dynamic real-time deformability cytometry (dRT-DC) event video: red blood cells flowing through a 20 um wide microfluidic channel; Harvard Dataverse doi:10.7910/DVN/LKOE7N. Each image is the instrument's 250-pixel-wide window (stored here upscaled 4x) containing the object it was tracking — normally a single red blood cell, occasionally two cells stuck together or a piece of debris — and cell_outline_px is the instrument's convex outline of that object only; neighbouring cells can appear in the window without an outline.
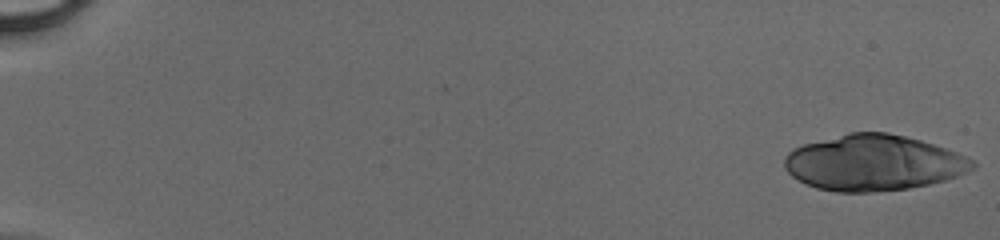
{"species": "human", "species_latin": "Homo sapiens", "temperature_condition": "cold", "stored_images_in_passage": 21, "camera_frame_rate_fps": 3000, "um_per_image_px": 0.085, "donor": {"sex": "male"}, "frame": {"image": 1, "passage_image": 1, "time_ms": 0.0, "image_size_px": [1000, 240], "cell_outline_px": [[976, 164], [968, 172], [944, 180], [928, 184], [908, 188], [868, 192], [836, 192], [816, 188], [792, 176], [784, 168], [784, 156], [792, 148], [804, 144], [848, 132], [888, 132], [920, 140], [956, 152], [972, 160]], "centroid_in_image_um": [74.2, 13.83], "position_along_channel_um": 10.8, "area_um2": 60.81}}
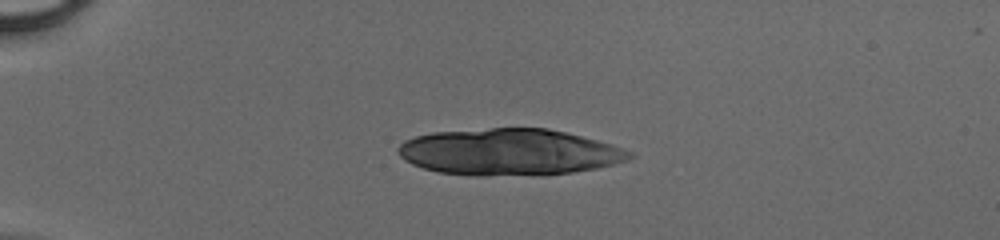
{"frame": {"image": 2, "passage_image": 13, "time_ms": 4.0, "image_size_px": [1000, 240], "cell_outline_px": [[636, 156], [628, 160], [596, 168], [572, 172], [536, 176], [472, 176], [436, 172], [412, 164], [404, 160], [396, 152], [396, 148], [404, 140], [416, 136], [432, 132], [492, 128], [548, 128], [612, 144], [632, 152]], "centroid_in_image_um": [43.25, 12.94], "position_along_channel_um": 41.7, "area_um2": 63.29}}